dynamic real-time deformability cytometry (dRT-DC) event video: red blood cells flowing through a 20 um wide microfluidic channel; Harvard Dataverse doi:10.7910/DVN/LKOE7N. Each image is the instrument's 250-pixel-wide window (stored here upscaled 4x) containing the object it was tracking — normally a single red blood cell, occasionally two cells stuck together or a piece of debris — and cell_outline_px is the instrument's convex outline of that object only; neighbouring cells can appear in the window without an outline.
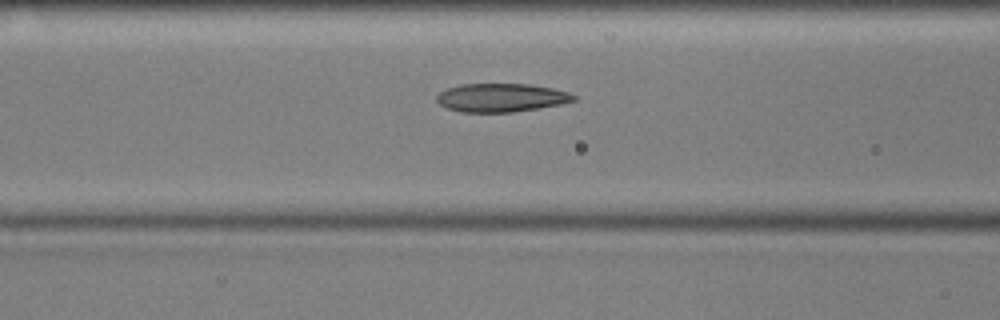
{"species": "common noctule bat (a hibernating species)", "species_latin": "Nyctalus noctula", "temperature_condition": "cold", "stored_images_in_passage": 55, "camera_frame_rate_fps": 3000, "um_per_image_px": 0.085, "animal": {"sex": "male", "body_mass_g": 17.9, "forearm_length_mm": 54.2}, "frame": {"image": 1, "passage_image": 21, "time_ms": 6.667, "image_size_px": [1000, 320], "cell_outline_px": [[576, 100], [560, 104], [540, 108], [512, 112], [460, 112], [448, 108], [440, 104], [436, 100], [436, 96], [440, 92], [448, 88], [460, 84], [528, 84], [552, 88], [568, 92], [576, 96]], "centroid_in_image_um": [42.6, 8.3], "position_along_channel_um": 124.0, "area_um2": 22.66}}
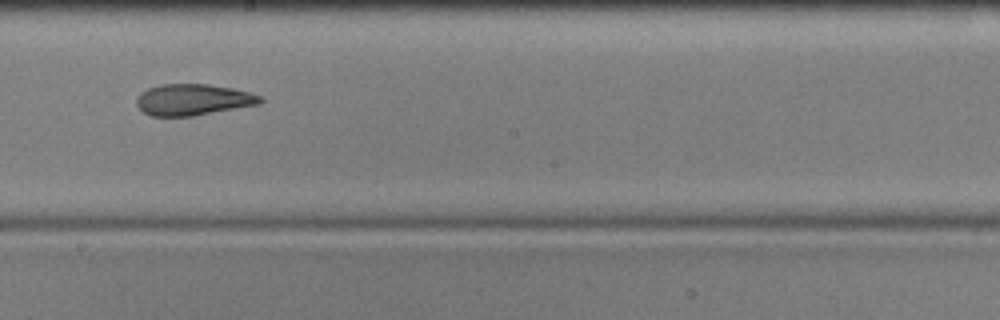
{"frame": {"image": 2, "passage_image": 30, "time_ms": 9.667, "image_size_px": [1000, 320], "cell_outline_px": [[264, 100], [260, 104], [192, 116], [152, 116], [144, 112], [136, 104], [136, 100], [140, 92], [148, 88], [160, 84], [208, 84], [232, 88], [248, 92], [260, 96]], "centroid_in_image_um": [16.39, 8.47], "position_along_channel_um": 231.8, "area_um2": 22.48}}
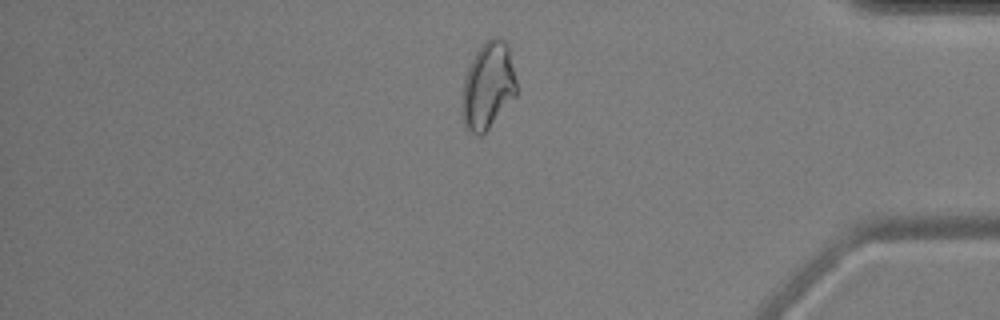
{"frame": {"image": 3, "passage_image": 46, "time_ms": 15.0, "image_size_px": [1000, 320], "cell_outline_px": [[516, 96], [488, 128], [480, 136], [476, 136], [464, 124], [460, 104], [464, 80], [468, 68], [476, 52], [484, 40], [492, 36], [500, 36], [508, 44], [516, 80]], "centroid_in_image_um": [41.47, 7.25], "position_along_channel_um": 393.7, "area_um2": 27.69}, "authors_computed_cell_mechanics": {"area_um2": 24.276, "velocity_mm_per_s": 3.5921, "shape_relaxation_time_tau1_ms": null, "shape_relaxation_time_tau2_ms": 4.3535, "deformation_change_tau1": null, "deformation_change_tau2": 0.0897}}